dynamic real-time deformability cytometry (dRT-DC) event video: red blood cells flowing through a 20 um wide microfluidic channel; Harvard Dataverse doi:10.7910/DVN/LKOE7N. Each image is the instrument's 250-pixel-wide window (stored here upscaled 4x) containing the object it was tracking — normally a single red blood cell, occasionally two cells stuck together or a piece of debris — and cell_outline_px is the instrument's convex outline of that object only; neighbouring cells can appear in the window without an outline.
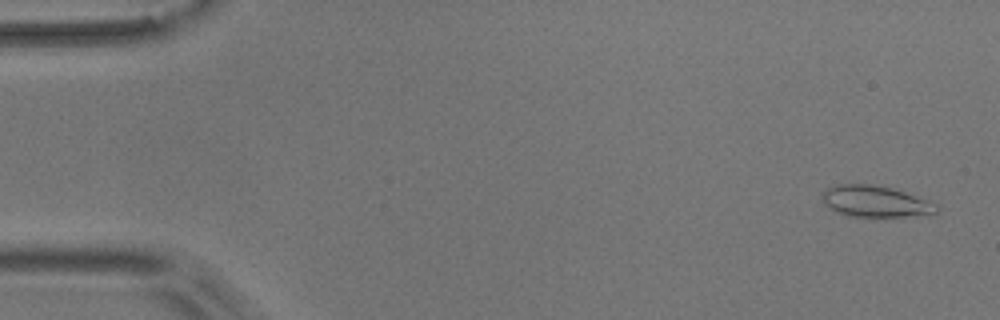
{"species": "common noctule bat (a hibernating species)", "species_latin": "Nyctalus noctula", "temperature_condition": "room temperature", "stored_images_in_passage": 6, "camera_frame_rate_fps": 3000, "um_per_image_px": 0.085, "animal": {"sex": "male", "body_mass_g": 17.9}, "frame": {"image": 1, "passage_image": 2, "time_ms": 0.333, "image_size_px": [1000, 320], "cell_outline_px": [[940, 208], [936, 212], [904, 216], [848, 216], [836, 212], [828, 208], [824, 204], [820, 196], [820, 192], [836, 184], [872, 184], [892, 188], [928, 200], [936, 204]], "centroid_in_image_um": [74.31, 17.1], "position_along_channel_um": 10.7, "area_um2": 20.81}}